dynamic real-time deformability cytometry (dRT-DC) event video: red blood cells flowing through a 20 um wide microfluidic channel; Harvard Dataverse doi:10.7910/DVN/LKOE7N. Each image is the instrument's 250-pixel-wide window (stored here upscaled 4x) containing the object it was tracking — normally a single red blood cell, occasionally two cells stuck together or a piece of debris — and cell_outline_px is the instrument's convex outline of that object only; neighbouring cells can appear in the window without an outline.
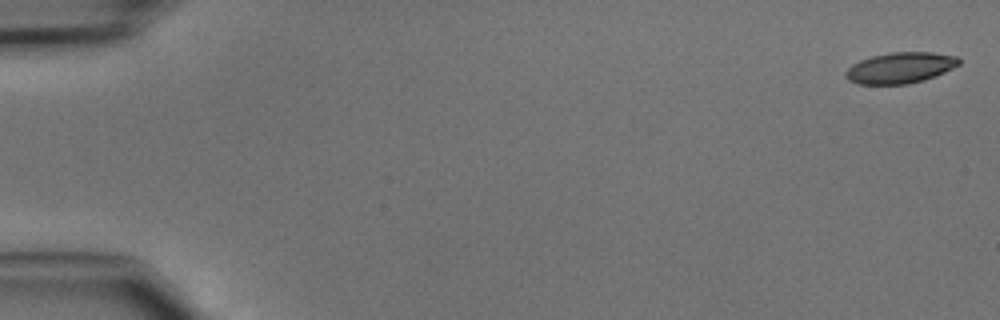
{"species": "common noctule bat (a hibernating species)", "species_latin": "Nyctalus noctula", "temperature_condition": "cold", "stored_images_in_passage": 47, "camera_frame_rate_fps": 3000, "um_per_image_px": 0.085, "animal": {"sex": "male", "body_mass_g": 15.6}, "frame": {"image": 1, "passage_image": 1, "time_ms": 0.0, "image_size_px": [1000, 320], "cell_outline_px": [[960, 64], [936, 76], [924, 80], [908, 84], [856, 84], [848, 80], [844, 76], [844, 72], [852, 64], [860, 60], [872, 56], [888, 52], [932, 52], [956, 56], [960, 60]], "centroid_in_image_um": [76.49, 5.76], "position_along_channel_um": 8.5, "area_um2": 20.58}}
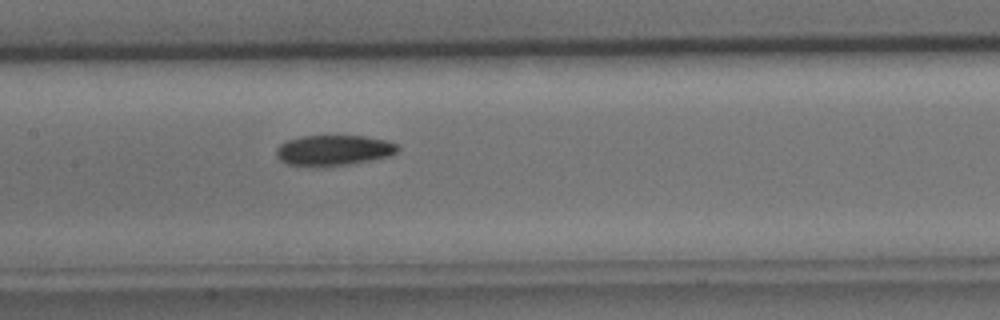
{"frame": {"image": 2, "passage_image": 23, "time_ms": 7.333, "image_size_px": [1000, 320], "cell_outline_px": [[400, 148], [392, 156], [372, 160], [348, 164], [284, 164], [276, 156], [276, 148], [280, 144], [288, 140], [300, 136], [364, 136], [384, 140], [396, 144]], "centroid_in_image_um": [28.38, 12.74], "position_along_channel_um": 179.0, "area_um2": 21.04}}
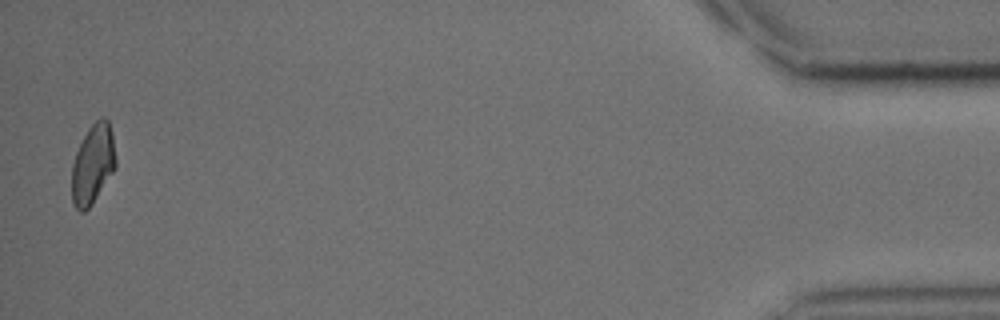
{"frame": {"image": 3, "passage_image": 46, "time_ms": 15.0, "image_size_px": [1000, 320], "cell_outline_px": [[116, 168], [92, 204], [84, 212], [80, 212], [72, 204], [72, 164], [76, 152], [88, 128], [96, 120], [104, 116], [108, 120], [112, 132], [116, 160]], "centroid_in_image_um": [7.89, 13.96], "position_along_channel_um": 427.3, "area_um2": 20.46}}